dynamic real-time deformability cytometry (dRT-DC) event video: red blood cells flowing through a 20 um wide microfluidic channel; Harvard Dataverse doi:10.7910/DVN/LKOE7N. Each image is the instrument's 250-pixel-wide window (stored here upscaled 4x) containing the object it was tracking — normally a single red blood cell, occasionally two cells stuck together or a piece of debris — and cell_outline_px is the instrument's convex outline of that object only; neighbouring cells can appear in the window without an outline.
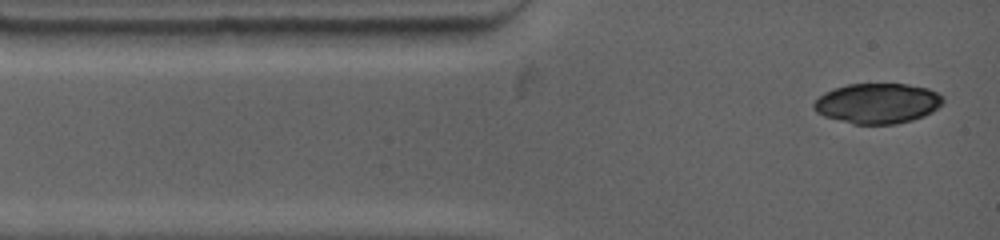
{"species": "common noctule bat (a hibernating species)", "species_latin": "Nyctalus noctula", "temperature_condition": "warm", "stored_images_in_passage": 2, "camera_frame_rate_fps": 4500, "um_per_image_px": 0.085, "animal": {"sex": "female", "body_mass_g": 19.0, "forearm_length_mm": 53.3}, "frame": {"image": 1, "passage_image": 1, "time_ms": 0.0, "image_size_px": [1000, 240], "cell_outline_px": [[944, 100], [932, 112], [924, 116], [912, 120], [896, 124], [852, 124], [824, 116], [816, 112], [812, 108], [812, 104], [824, 92], [832, 88], [848, 84], [908, 84], [928, 88], [944, 96]], "centroid_in_image_um": [74.57, 8.78], "position_along_channel_um": 10.4, "area_um2": 30.46}}